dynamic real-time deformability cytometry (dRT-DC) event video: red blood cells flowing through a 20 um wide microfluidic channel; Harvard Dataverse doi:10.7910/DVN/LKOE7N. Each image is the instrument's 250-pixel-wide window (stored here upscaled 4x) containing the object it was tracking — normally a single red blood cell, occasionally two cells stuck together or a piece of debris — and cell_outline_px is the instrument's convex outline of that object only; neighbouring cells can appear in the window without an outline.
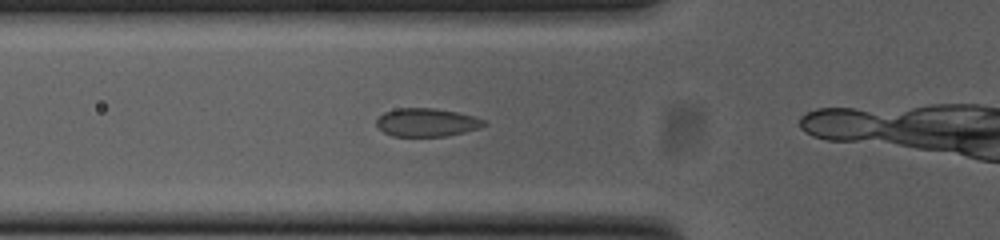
{"species": "common noctule bat (a hibernating species)", "species_latin": "Nyctalus noctula", "temperature_condition": "cold", "stored_images_in_passage": 6, "camera_frame_rate_fps": 3000, "um_per_image_px": 0.085, "animal": {"sex": "female", "body_mass_g": 23.0, "forearm_length_mm": 53.4}, "frame": {"image": 1, "passage_image": 2, "time_ms": 0.333, "image_size_px": [1000, 240], "cell_outline_px": [[488, 124], [480, 128], [448, 136], [392, 136], [384, 132], [376, 124], [376, 120], [384, 112], [396, 108], [436, 108], [456, 112], [472, 116], [484, 120]], "centroid_in_image_um": [36.27, 10.4], "position_along_channel_um": 89.5, "area_um2": 17.69}}
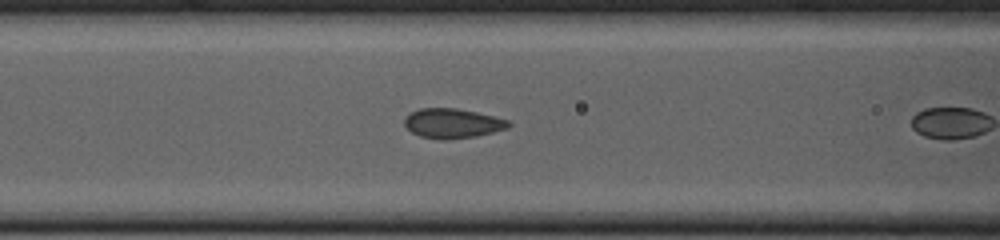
{"frame": {"image": 2, "passage_image": 5, "time_ms": 1.333, "image_size_px": [1000, 240], "cell_outline_px": [[512, 124], [508, 128], [476, 136], [444, 140], [420, 136], [412, 132], [404, 124], [404, 116], [420, 108], [456, 108], [476, 112], [508, 120]], "centroid_in_image_um": [38.45, 10.48], "position_along_channel_um": 128.2, "area_um2": 17.86}}